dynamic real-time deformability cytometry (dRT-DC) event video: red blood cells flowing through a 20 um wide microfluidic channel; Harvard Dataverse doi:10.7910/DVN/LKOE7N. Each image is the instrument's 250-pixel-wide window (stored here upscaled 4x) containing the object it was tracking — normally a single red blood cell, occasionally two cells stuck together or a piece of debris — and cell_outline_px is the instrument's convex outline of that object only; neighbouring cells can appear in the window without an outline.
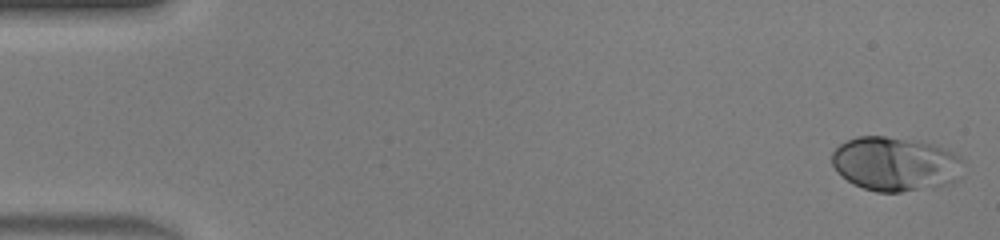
{"species": "human", "species_latin": "Homo sapiens", "temperature_condition": "warm", "stored_images_in_passage": 46, "camera_frame_rate_fps": 3000, "um_per_image_px": 0.085, "donor": {"sex": "male"}, "frame": {"image": 1, "passage_image": 1, "time_ms": 0.0, "image_size_px": [1000, 240], "cell_outline_px": [[964, 176], [960, 180], [952, 184], [936, 188], [900, 192], [876, 192], [852, 184], [832, 164], [832, 152], [840, 144], [856, 136], [884, 136], [928, 144], [944, 148], [960, 156], [964, 160]], "centroid_in_image_um": [76.19, 13.97], "position_along_channel_um": 8.8, "area_um2": 41.85}}
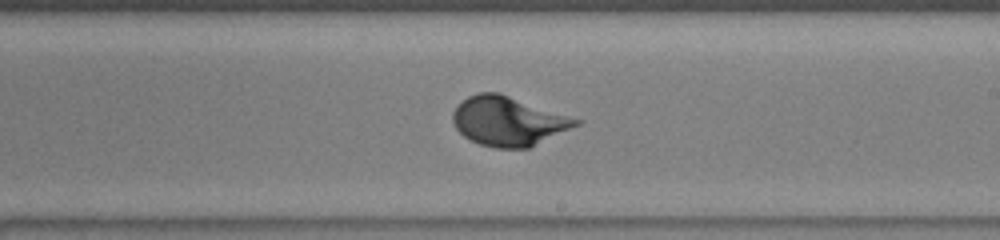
{"frame": {"image": 2, "passage_image": 27, "time_ms": 8.667, "image_size_px": [1000, 240], "cell_outline_px": [[584, 120], [580, 124], [528, 148], [496, 148], [480, 144], [464, 136], [456, 128], [452, 120], [452, 112], [468, 96], [476, 92], [500, 92]], "centroid_in_image_um": [43.23, 10.28], "position_along_channel_um": 245.8, "area_um2": 35.37}}
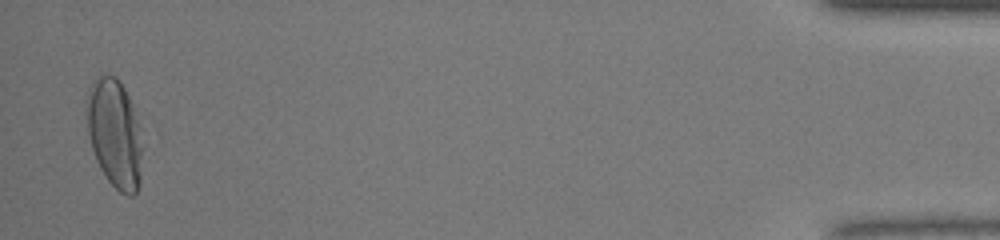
{"frame": {"image": 3, "passage_image": 45, "time_ms": 14.667, "image_size_px": [1000, 240], "cell_outline_px": [[140, 184], [136, 192], [132, 196], [128, 196], [120, 192], [108, 180], [100, 168], [96, 160], [88, 136], [84, 100], [92, 80], [100, 76], [116, 76], [124, 88], [132, 104], [140, 128]], "centroid_in_image_um": [9.7, 11.32], "position_along_channel_um": 425.5, "area_um2": 35.32}, "authors_computed_cell_mechanics": {"area_um2": 34.7378, "velocity_mm_per_s": 4.452, "shape_relaxation_time_tau1_ms": 2.8115, "shape_relaxation_time_tau2_ms": null, "deformation_change_tau1": 0.1836, "deformation_change_tau2": null}}